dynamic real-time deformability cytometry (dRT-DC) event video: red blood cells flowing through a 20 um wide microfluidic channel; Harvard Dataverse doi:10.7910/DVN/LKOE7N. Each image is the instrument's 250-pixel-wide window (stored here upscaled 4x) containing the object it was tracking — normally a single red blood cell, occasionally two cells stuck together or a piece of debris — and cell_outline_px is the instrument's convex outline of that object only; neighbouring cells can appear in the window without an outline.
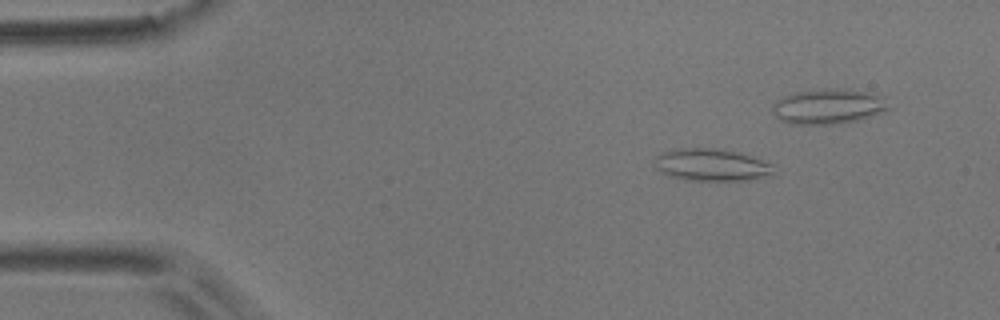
{"species": "common noctule bat (a hibernating species)", "species_latin": "Nyctalus noctula", "temperature_condition": "room temperature", "stored_images_in_passage": 38, "camera_frame_rate_fps": 3000, "um_per_image_px": 0.085, "animal": {"sex": "male", "body_mass_g": 17.9}, "frame": {"image": 1, "passage_image": 3, "time_ms": 0.667, "image_size_px": [1000, 320], "cell_outline_px": [[776, 164], [772, 172], [748, 180], [684, 180], [668, 176], [656, 168], [652, 160], [660, 152], [676, 148], [712, 148], [740, 152]], "centroid_in_image_um": [60.41, 13.99], "position_along_channel_um": 24.6, "area_um2": 22.54}}
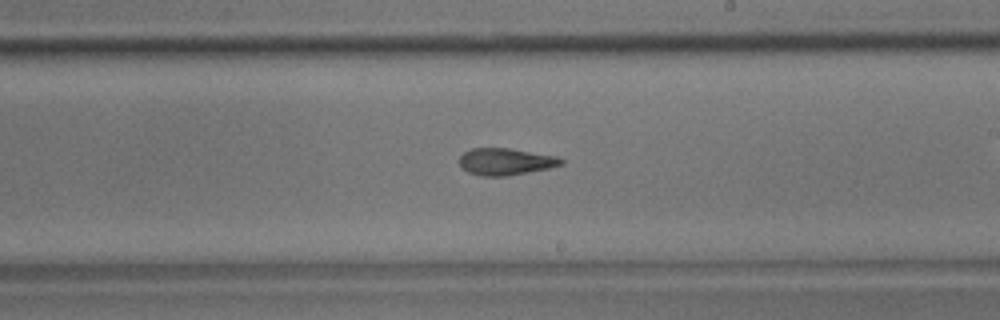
{"frame": {"image": 2, "passage_image": 26, "time_ms": 8.333, "image_size_px": [1000, 320], "cell_outline_px": [[564, 164], [548, 168], [508, 176], [480, 176], [468, 172], [460, 168], [460, 156], [464, 152], [472, 148], [508, 148], [556, 156], [564, 160]], "centroid_in_image_um": [42.95, 13.74], "position_along_channel_um": 246.0, "area_um2": 15.95}}
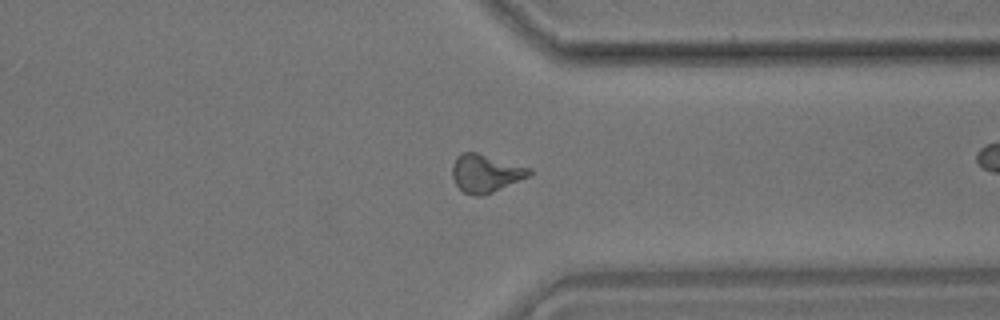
{"frame": {"image": 3, "passage_image": 36, "time_ms": 11.667, "image_size_px": [1000, 320], "cell_outline_px": [[532, 172], [528, 176], [492, 192], [480, 196], [476, 196], [464, 192], [456, 184], [452, 176], [452, 164], [456, 156], [464, 152], [476, 152], [532, 168]], "centroid_in_image_um": [41.26, 14.71], "position_along_channel_um": 370.1, "area_um2": 16.82}}